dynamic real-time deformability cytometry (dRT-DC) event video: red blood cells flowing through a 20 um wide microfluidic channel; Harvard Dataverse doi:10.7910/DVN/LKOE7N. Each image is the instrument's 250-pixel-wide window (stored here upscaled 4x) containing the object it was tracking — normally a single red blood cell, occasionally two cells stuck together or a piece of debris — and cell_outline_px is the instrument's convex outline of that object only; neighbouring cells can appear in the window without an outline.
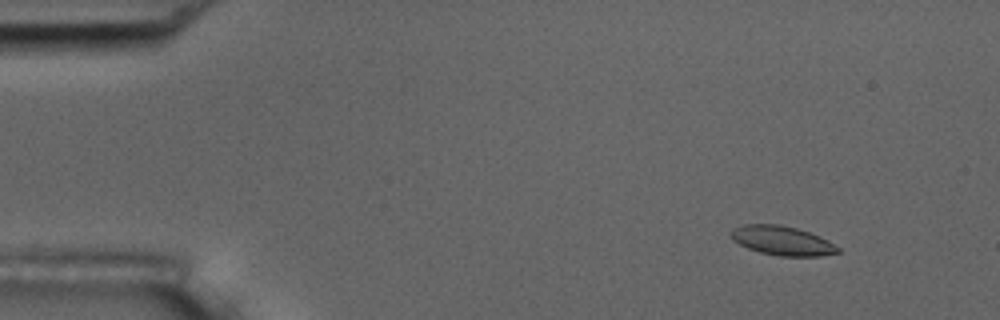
{"species": "common noctule bat (a hibernating species)", "species_latin": "Nyctalus noctula", "temperature_condition": "room temperature", "stored_images_in_passage": 55, "camera_frame_rate_fps": 3000, "um_per_image_px": 0.085, "animal": {"sex": "male", "body_mass_g": 17.5, "forearm_length_mm": 52.3}, "frame": {"image": 1, "passage_image": 6, "time_ms": 1.667, "image_size_px": [1000, 320], "cell_outline_px": [[840, 252], [820, 256], [780, 256], [760, 252], [748, 248], [732, 240], [728, 232], [732, 228], [744, 224], [780, 224], [796, 228], [820, 236], [828, 240], [840, 248]], "centroid_in_image_um": [66.46, 20.44], "position_along_channel_um": 18.5, "area_um2": 18.32}}
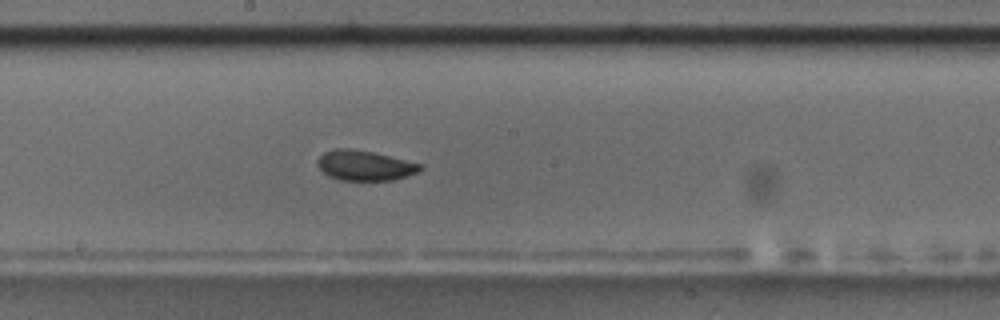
{"frame": {"image": 2, "passage_image": 30, "time_ms": 9.667, "image_size_px": [1000, 320], "cell_outline_px": [[424, 168], [416, 172], [392, 180], [340, 180], [328, 176], [316, 164], [316, 160], [324, 152], [336, 148], [348, 148], [372, 152], [424, 164]], "centroid_in_image_um": [30.98, 14.06], "position_along_channel_um": 217.2, "area_um2": 17.92}}
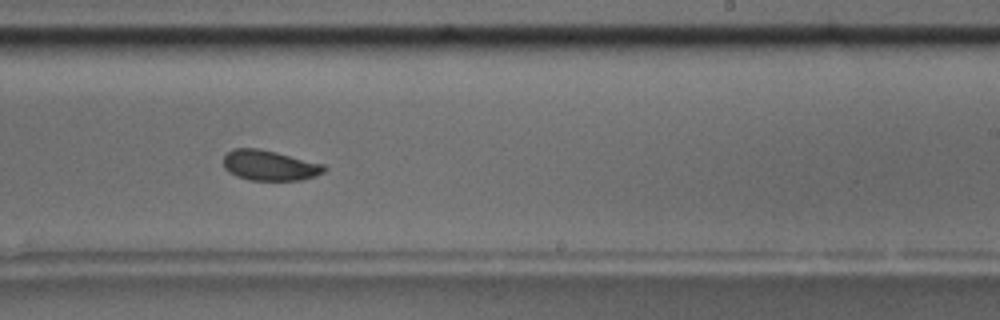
{"frame": {"image": 3, "passage_image": 34, "time_ms": 11.0, "image_size_px": [1000, 320], "cell_outline_px": [[328, 168], [324, 172], [316, 176], [300, 180], [248, 180], [236, 176], [228, 172], [224, 168], [224, 156], [232, 148], [260, 148], [324, 164]], "centroid_in_image_um": [22.91, 14.06], "position_along_channel_um": 266.1, "area_um2": 17.92}, "authors_computed_cell_mechanics": {"area_um2": 18.1492, "velocity_mm_per_s": 3.6792, "shape_relaxation_time_tau1_ms": null, "shape_relaxation_time_tau2_ms": 2.5745, "deformation_change_tau1": null, "deformation_change_tau2": 0.0561}}